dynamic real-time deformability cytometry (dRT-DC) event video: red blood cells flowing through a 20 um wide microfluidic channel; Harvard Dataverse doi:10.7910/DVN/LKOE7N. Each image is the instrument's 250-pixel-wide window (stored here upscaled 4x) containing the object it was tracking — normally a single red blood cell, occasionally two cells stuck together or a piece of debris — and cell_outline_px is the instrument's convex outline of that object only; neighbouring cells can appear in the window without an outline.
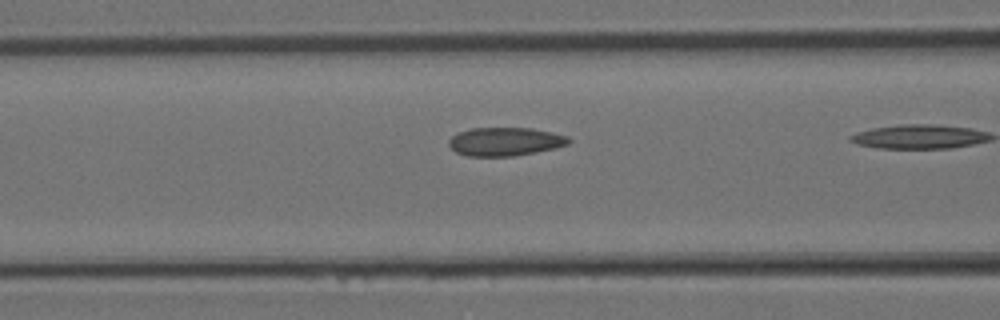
{"species": "Egyptian fruit bat (a non-hibernating species)", "species_latin": "Rousettus aegyptiacus", "temperature_condition": "room temperature", "stored_images_in_passage": 5, "camera_frame_rate_fps": 3000, "um_per_image_px": 0.085, "animal": {"sex": "female"}, "frame": {"image": 1, "passage_image": 4, "time_ms": 1.0, "image_size_px": [1000, 320], "cell_outline_px": [[572, 140], [568, 144], [556, 148], [536, 152], [512, 156], [468, 156], [456, 152], [448, 144], [448, 140], [456, 132], [472, 128], [532, 128], [552, 132], [568, 136]], "centroid_in_image_um": [42.94, 12.03], "position_along_channel_um": 123.7, "area_um2": 20.0}}